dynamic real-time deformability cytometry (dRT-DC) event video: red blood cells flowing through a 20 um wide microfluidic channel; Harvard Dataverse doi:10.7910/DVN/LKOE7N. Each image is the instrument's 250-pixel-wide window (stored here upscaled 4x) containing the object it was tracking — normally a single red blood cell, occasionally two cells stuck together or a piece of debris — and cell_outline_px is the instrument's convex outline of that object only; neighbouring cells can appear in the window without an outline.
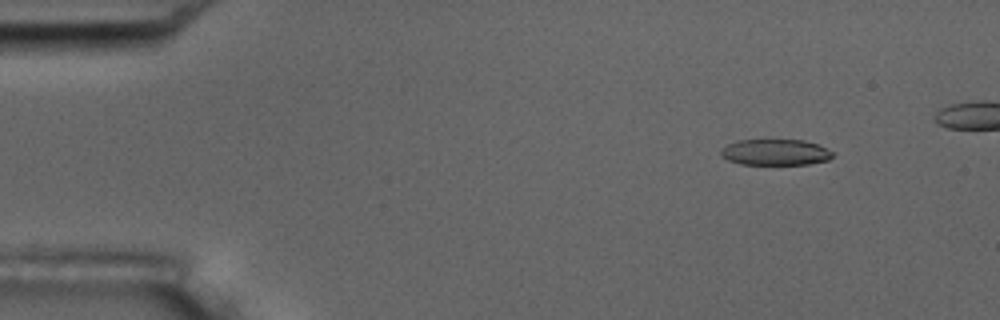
{"species": "common noctule bat (a hibernating species)", "species_latin": "Nyctalus noctula", "temperature_condition": "room temperature", "stored_images_in_passage": 5, "camera_frame_rate_fps": 3000, "um_per_image_px": 0.085, "animal": {"sex": "male", "body_mass_g": 17.5, "forearm_length_mm": 52.3}, "frame": {"image": 1, "passage_image": 2, "time_ms": 1.333, "image_size_px": [1000, 320], "cell_outline_px": [[836, 152], [828, 160], [808, 164], [740, 164], [728, 160], [720, 156], [720, 152], [728, 144], [736, 140], [804, 140], [816, 144]], "centroid_in_image_um": [65.91, 12.94], "position_along_channel_um": 19.1, "area_um2": 16.94}}